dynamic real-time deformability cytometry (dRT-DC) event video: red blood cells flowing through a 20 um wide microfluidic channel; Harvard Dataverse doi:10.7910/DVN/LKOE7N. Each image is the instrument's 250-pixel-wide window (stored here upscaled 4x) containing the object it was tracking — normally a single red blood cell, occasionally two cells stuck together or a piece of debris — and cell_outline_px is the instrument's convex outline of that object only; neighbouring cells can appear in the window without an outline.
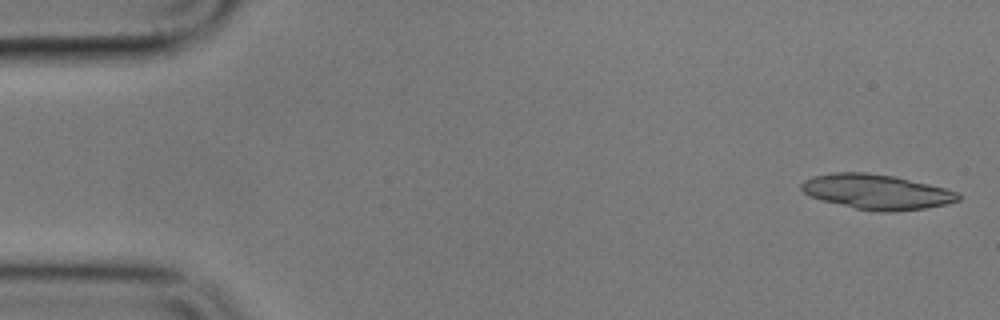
{"species": "common noctule bat (a hibernating species)", "species_latin": "Nyctalus noctula", "temperature_condition": "cold", "stored_images_in_passage": 5, "camera_frame_rate_fps": 3000, "um_per_image_px": 0.085, "animal": {"sex": "male", "body_mass_g": 17.9}, "frame": {"image": 1, "passage_image": 1, "time_ms": 0.0, "image_size_px": [1000, 320], "cell_outline_px": [[960, 200], [948, 204], [924, 208], [896, 212], [880, 212], [856, 208], [808, 196], [800, 188], [800, 184], [804, 180], [816, 176], [832, 172], [868, 172], [892, 176], [928, 184], [944, 188], [956, 192], [960, 196]], "centroid_in_image_um": [74.51, 16.3], "position_along_channel_um": 10.5, "area_um2": 31.67}}